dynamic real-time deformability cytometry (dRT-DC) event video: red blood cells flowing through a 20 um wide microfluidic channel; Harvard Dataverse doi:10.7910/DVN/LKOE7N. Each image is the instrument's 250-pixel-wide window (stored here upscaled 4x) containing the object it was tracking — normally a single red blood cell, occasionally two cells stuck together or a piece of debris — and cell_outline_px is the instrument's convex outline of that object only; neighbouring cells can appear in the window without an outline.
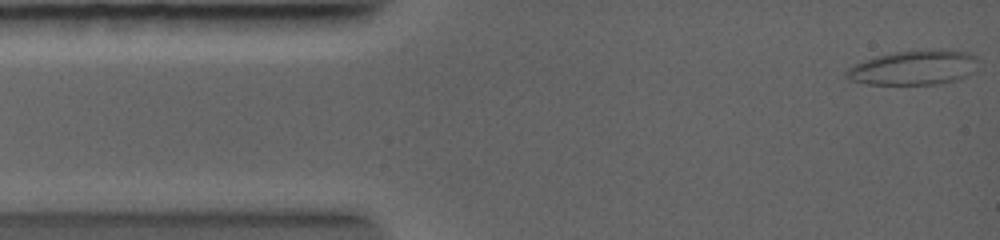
{"species": "common noctule bat (a hibernating species)", "species_latin": "Nyctalus noctula", "temperature_condition": "warm", "stored_images_in_passage": 29, "camera_frame_rate_fps": 5000, "um_per_image_px": 0.085, "animal": {"sex": "female", "body_mass_g": 19.0, "forearm_length_mm": 56.7}, "frame": {"image": 1, "passage_image": 1, "time_ms": 0.0, "image_size_px": [1000, 240], "cell_outline_px": [[976, 60], [972, 72], [960, 80], [936, 84], [868, 84], [848, 80], [844, 76], [844, 72], [852, 64], [876, 56], [896, 52], [932, 48], [948, 48], [968, 52], [976, 56]], "centroid_in_image_um": [77.65, 5.73], "position_along_channel_um": 7.3, "area_um2": 27.05}}
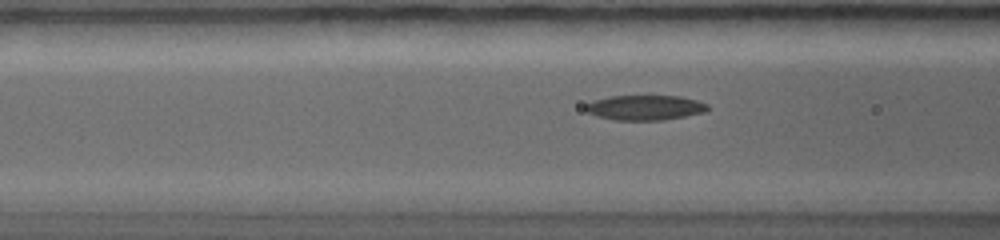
{"frame": {"image": 2, "passage_image": 14, "time_ms": 3.8, "image_size_px": [1000, 240], "cell_outline_px": [[708, 108], [704, 112], [664, 120], [616, 120], [596, 116], [588, 112], [584, 108], [584, 104], [592, 100], [612, 96], [680, 96], [696, 100], [708, 104]], "centroid_in_image_um": [54.79, 9.14], "position_along_channel_um": 111.8, "area_um2": 17.74}}
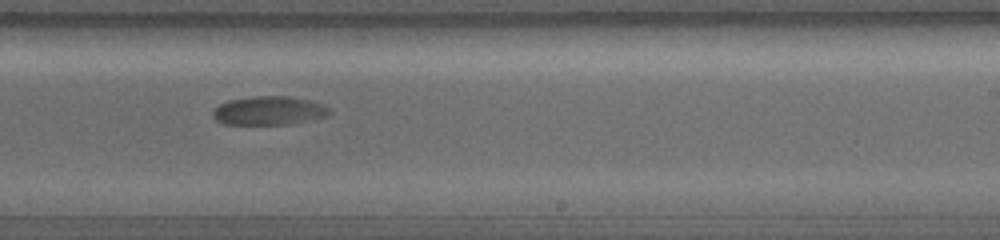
{"frame": {"image": 3, "passage_image": 27, "time_ms": 7.0, "image_size_px": [1000, 240], "cell_outline_px": [[332, 112], [328, 116], [288, 124], [224, 124], [216, 120], [212, 116], [212, 112], [220, 104], [228, 100], [256, 96], [288, 96], [308, 100], [320, 104], [328, 108]], "centroid_in_image_um": [22.84, 9.41], "position_along_channel_um": 266.2, "area_um2": 19.31}}